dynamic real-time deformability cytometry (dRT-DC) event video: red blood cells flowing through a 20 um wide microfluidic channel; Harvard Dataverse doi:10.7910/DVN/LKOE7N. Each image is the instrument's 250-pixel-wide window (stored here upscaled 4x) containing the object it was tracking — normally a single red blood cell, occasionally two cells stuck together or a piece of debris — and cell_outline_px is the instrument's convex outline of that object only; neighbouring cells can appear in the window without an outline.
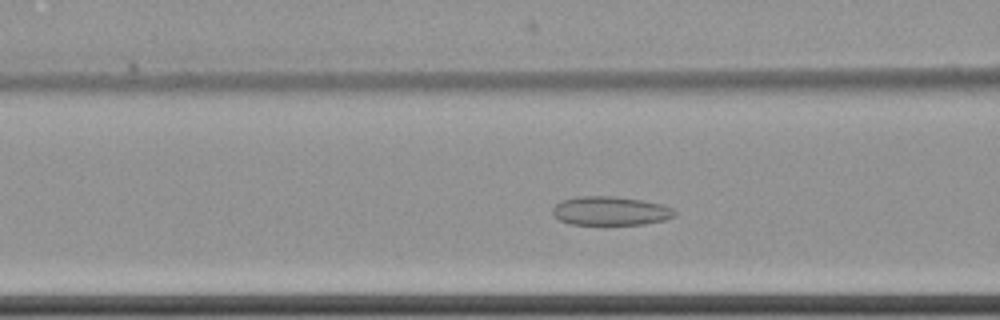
{"species": "common noctule bat (a hibernating species)", "species_latin": "Nyctalus noctula", "temperature_condition": "cold", "stored_images_in_passage": 41, "camera_frame_rate_fps": 3000, "um_per_image_px": 0.085, "animal": {"sex": "female", "body_mass_g": 22.7, "forearm_length_mm": 54.2}, "frame": {"image": 1, "passage_image": 6, "time_ms": 1.667, "image_size_px": [1000, 320], "cell_outline_px": [[676, 216], [664, 220], [644, 224], [568, 224], [560, 220], [552, 212], [552, 208], [560, 200], [576, 196], [612, 196], [640, 200], [664, 204], [672, 208], [676, 212]], "centroid_in_image_um": [51.88, 17.92], "position_along_channel_um": 114.7, "area_um2": 20.58}}
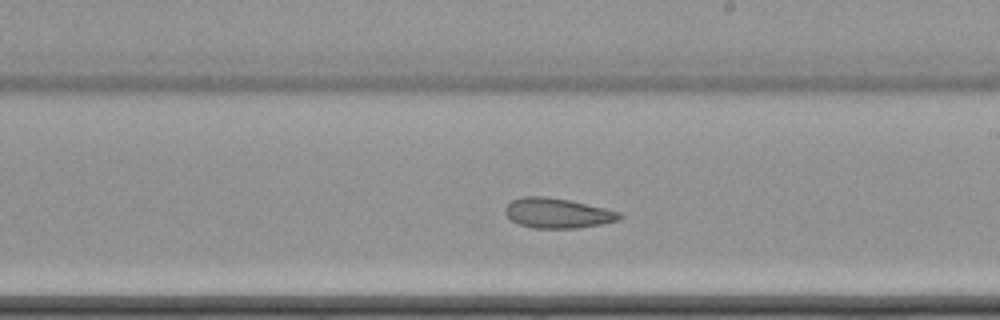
{"frame": {"image": 2, "passage_image": 17, "time_ms": 5.333, "image_size_px": [1000, 320], "cell_outline_px": [[624, 216], [620, 220], [600, 224], [576, 228], [532, 228], [520, 224], [512, 220], [504, 212], [504, 208], [512, 200], [520, 196], [548, 196], [568, 200], [604, 208], [620, 212]], "centroid_in_image_um": [47.38, 18.11], "position_along_channel_um": 241.6, "area_um2": 19.94}}
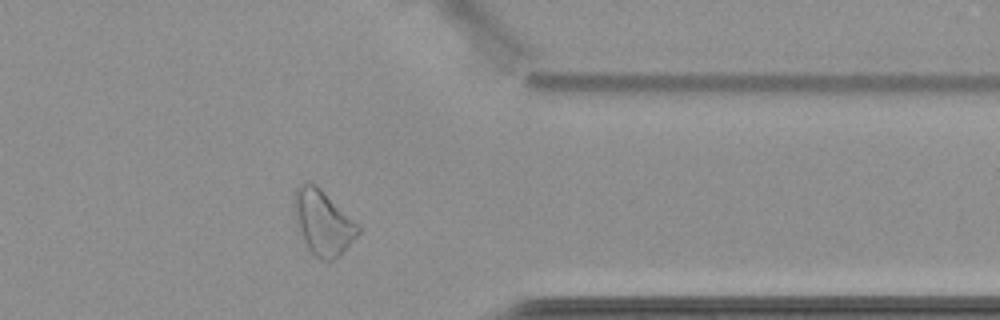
{"frame": {"image": 3, "passage_image": 30, "time_ms": 9.667, "image_size_px": [1000, 320], "cell_outline_px": [[360, 232], [340, 256], [332, 260], [320, 260], [308, 248], [296, 228], [292, 208], [292, 196], [296, 188], [300, 184], [308, 180], [316, 184], [360, 224]], "centroid_in_image_um": [27.41, 18.87], "position_along_channel_um": 384.0, "area_um2": 24.85}, "authors_computed_cell_mechanics": {"area_um2": 21.2126, "velocity_mm_per_s": 3.4639, "shape_relaxation_time_tau1_ms": null, "shape_relaxation_time_tau2_ms": 3.1837, "deformation_change_tau1": null, "deformation_change_tau2": 0.0966}}